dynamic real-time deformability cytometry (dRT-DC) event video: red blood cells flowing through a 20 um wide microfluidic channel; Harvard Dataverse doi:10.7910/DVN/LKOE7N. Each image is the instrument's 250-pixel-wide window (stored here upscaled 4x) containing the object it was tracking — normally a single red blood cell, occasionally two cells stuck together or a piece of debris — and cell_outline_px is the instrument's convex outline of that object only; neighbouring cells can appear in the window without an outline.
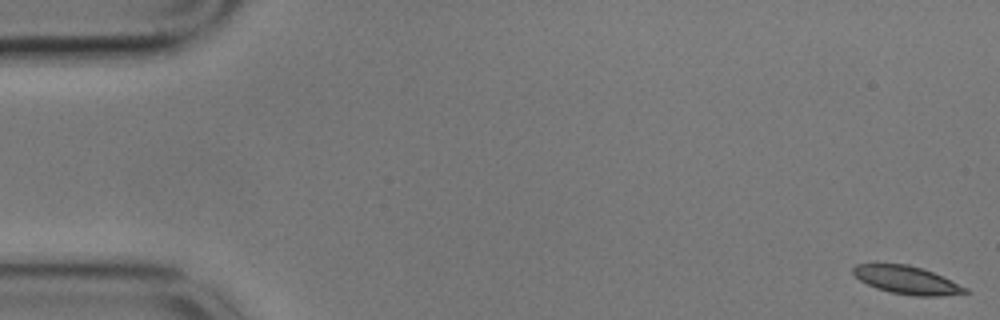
{"species": "common noctule bat (a hibernating species)", "species_latin": "Nyctalus noctula", "temperature_condition": "cold", "stored_images_in_passage": 59, "camera_frame_rate_fps": 3000, "um_per_image_px": 0.085, "animal": {"sex": "male", "body_mass_g": 17.9}, "frame": {"image": 1, "passage_image": 1, "time_ms": 0.0, "image_size_px": [1000, 320], "cell_outline_px": [[968, 292], [940, 296], [916, 296], [892, 292], [876, 288], [860, 280], [852, 272], [852, 268], [856, 264], [908, 264], [924, 268], [968, 288]], "centroid_in_image_um": [77.08, 23.79], "position_along_channel_um": 7.9, "area_um2": 18.09}}
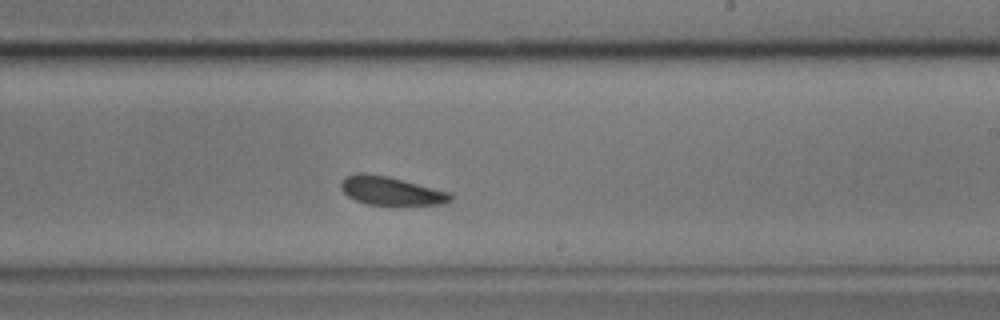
{"frame": {"image": 2, "passage_image": 35, "time_ms": 11.333, "image_size_px": [1000, 320], "cell_outline_px": [[452, 200], [444, 204], [368, 204], [356, 200], [348, 196], [340, 188], [340, 184], [348, 176], [356, 172], [364, 172], [388, 176], [452, 192]], "centroid_in_image_um": [33.26, 16.2], "position_along_channel_um": 255.7, "area_um2": 18.09}}
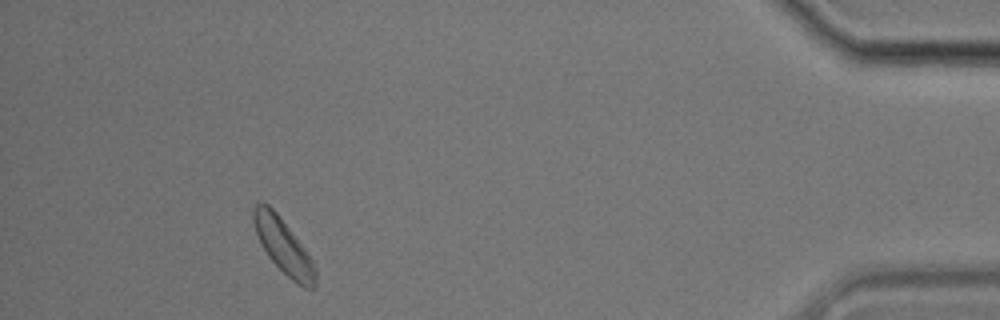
{"frame": {"image": 3, "passage_image": 54, "time_ms": 17.667, "image_size_px": [1000, 320], "cell_outline_px": [[316, 288], [304, 288], [292, 280], [268, 256], [260, 244], [252, 220], [252, 208], [260, 200], [268, 204], [280, 216], [304, 248], [312, 260], [316, 268]], "centroid_in_image_um": [24.07, 20.9], "position_along_channel_um": 411.1, "area_um2": 19.71}, "authors_computed_cell_mechanics": {"area_um2": 19.0162, "velocity_mm_per_s": 3.3862, "shape_relaxation_time_tau1_ms": 2.1642, "shape_relaxation_time_tau2_ms": 2.1928, "deformation_change_tau1": 0.0771, "deformation_change_tau2": 0.0944}}